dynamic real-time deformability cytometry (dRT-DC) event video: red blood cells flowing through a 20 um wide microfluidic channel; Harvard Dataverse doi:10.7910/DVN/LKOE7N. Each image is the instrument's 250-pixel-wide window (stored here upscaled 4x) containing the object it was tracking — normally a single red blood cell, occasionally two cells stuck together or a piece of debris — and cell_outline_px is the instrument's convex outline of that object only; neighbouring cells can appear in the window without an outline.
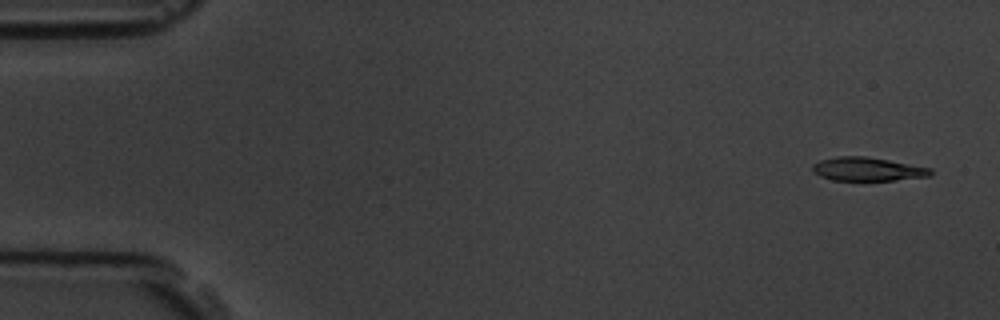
{"species": "common noctule bat (a hibernating species)", "species_latin": "Nyctalus noctula", "temperature_condition": "room temperature", "stored_images_in_passage": 6, "camera_frame_rate_fps": 3000, "um_per_image_px": 0.085, "animal": {"sex": "male", "body_mass_g": 19.5, "forearm_length_mm": 54.6}, "frame": {"image": 1, "passage_image": 1, "time_ms": 0.0, "image_size_px": [1000, 320], "cell_outline_px": [[932, 176], [896, 180], [832, 180], [820, 176], [812, 172], [812, 164], [820, 160], [836, 156], [864, 156], [888, 160], [932, 168]], "centroid_in_image_um": [73.73, 14.38], "position_along_channel_um": 11.3, "area_um2": 16.3}}
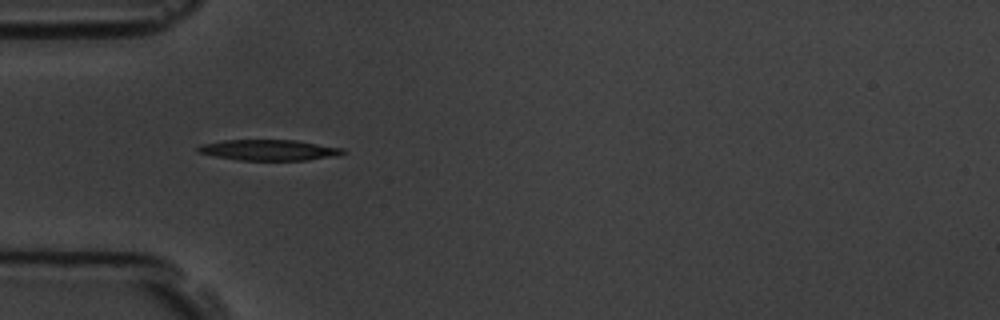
{"frame": {"image": 2, "passage_image": 5, "time_ms": 4.667, "image_size_px": [1000, 320], "cell_outline_px": [[348, 152], [340, 156], [308, 160], [240, 160], [216, 156], [196, 152], [196, 148], [200, 144], [224, 140], [296, 140], [344, 148]], "centroid_in_image_um": [22.92, 12.75], "position_along_channel_um": 62.1, "area_um2": 17.74}}
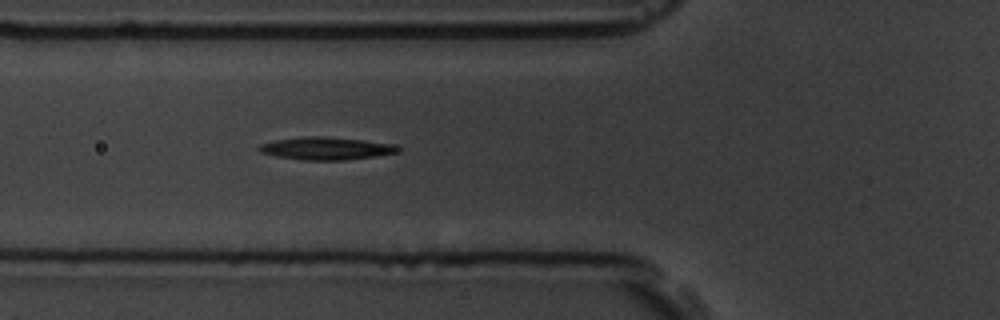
{"frame": {"image": 3, "passage_image": 6, "time_ms": 5.667, "image_size_px": [1000, 320], "cell_outline_px": [[400, 148], [396, 152], [376, 156], [344, 160], [304, 160], [276, 156], [260, 152], [256, 148], [260, 144], [276, 140], [304, 136], [324, 136], [364, 140], [388, 144]], "centroid_in_image_um": [27.64, 12.61], "position_along_channel_um": 98.2, "area_um2": 18.09}}